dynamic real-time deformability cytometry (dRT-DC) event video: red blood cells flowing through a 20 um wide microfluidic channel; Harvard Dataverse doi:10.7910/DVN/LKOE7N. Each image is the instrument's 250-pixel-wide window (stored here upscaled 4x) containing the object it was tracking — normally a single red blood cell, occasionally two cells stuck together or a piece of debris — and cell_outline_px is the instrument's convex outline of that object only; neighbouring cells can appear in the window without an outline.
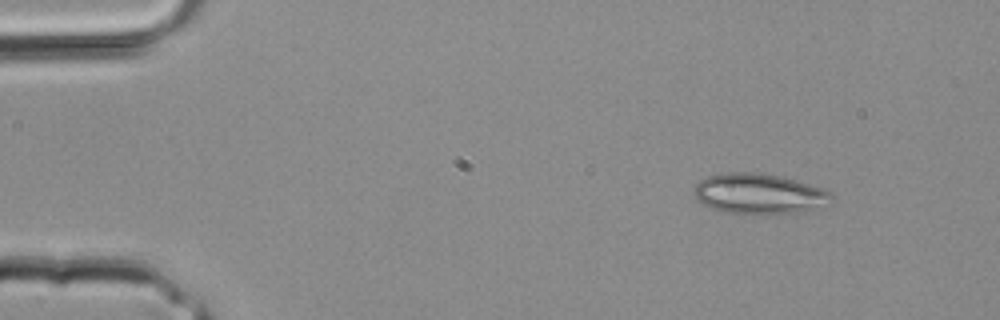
{"species": "common noctule bat (a hibernating species)", "species_latin": "Nyctalus noctula", "temperature_condition": "room temperature", "stored_images_in_passage": 3, "camera_frame_rate_fps": 3000, "um_per_image_px": 0.085, "animal": {"sex": "male", "body_mass_g": 20.4}, "frame": {"image": 1, "passage_image": 1, "time_ms": 0.0, "image_size_px": [1000, 320], "cell_outline_px": [[832, 196], [804, 212], [724, 212], [712, 208], [704, 204], [696, 196], [692, 188], [700, 180], [708, 176], [728, 172], [760, 172], [780, 176], [824, 188]], "centroid_in_image_um": [64.42, 16.42], "position_along_channel_um": 20.6, "area_um2": 31.1}}